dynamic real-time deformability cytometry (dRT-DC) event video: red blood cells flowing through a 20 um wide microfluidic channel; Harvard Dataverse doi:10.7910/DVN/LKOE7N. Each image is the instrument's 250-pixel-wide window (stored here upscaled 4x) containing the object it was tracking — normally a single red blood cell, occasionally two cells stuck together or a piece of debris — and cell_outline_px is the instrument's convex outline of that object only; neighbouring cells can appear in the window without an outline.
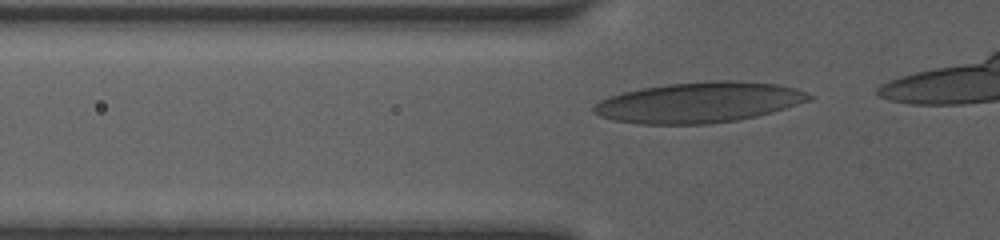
{"species": "human", "species_latin": "Homo sapiens", "temperature_condition": "room temperature", "stored_images_in_passage": 28, "camera_frame_rate_fps": 3000, "um_per_image_px": 0.085, "donor": {"sex": "female"}, "frame": {"image": 1, "passage_image": 2, "time_ms": 0.333, "image_size_px": [1000, 240], "cell_outline_px": [[812, 96], [808, 100], [772, 112], [756, 116], [736, 120], [708, 124], [640, 124], [612, 120], [600, 116], [592, 112], [592, 108], [600, 100], [608, 96], [624, 92], [644, 88], [668, 84], [716, 80], [736, 80], [776, 84], [796, 88], [808, 92]], "centroid_in_image_um": [59.39, 8.7], "position_along_channel_um": 66.4, "area_um2": 50.63}}
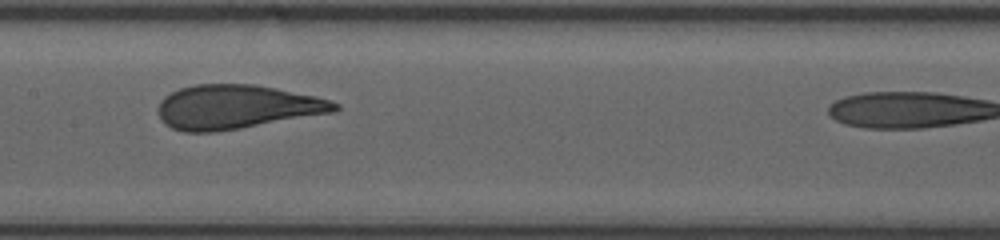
{"frame": {"image": 2, "passage_image": 11, "time_ms": 3.333, "image_size_px": [1000, 240], "cell_outline_px": [[340, 108], [336, 112], [216, 132], [184, 132], [172, 128], [164, 124], [160, 120], [160, 100], [164, 96], [180, 88], [196, 84], [256, 84], [316, 96], [332, 100], [340, 104]], "centroid_in_image_um": [20.14, 9.09], "position_along_channel_um": 187.3, "area_um2": 45.49}}
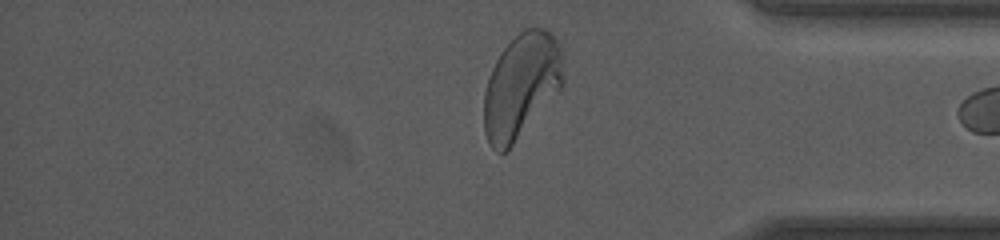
{"frame": {"image": 3, "passage_image": 27, "time_ms": 8.667, "image_size_px": [1000, 240], "cell_outline_px": [[564, 84], [560, 92], [508, 152], [496, 152], [488, 144], [484, 132], [484, 92], [488, 76], [500, 52], [524, 28], [544, 28], [552, 32], [560, 44], [564, 80]], "centroid_in_image_um": [44.32, 7.34], "position_along_channel_um": 390.9, "area_um2": 49.42}}